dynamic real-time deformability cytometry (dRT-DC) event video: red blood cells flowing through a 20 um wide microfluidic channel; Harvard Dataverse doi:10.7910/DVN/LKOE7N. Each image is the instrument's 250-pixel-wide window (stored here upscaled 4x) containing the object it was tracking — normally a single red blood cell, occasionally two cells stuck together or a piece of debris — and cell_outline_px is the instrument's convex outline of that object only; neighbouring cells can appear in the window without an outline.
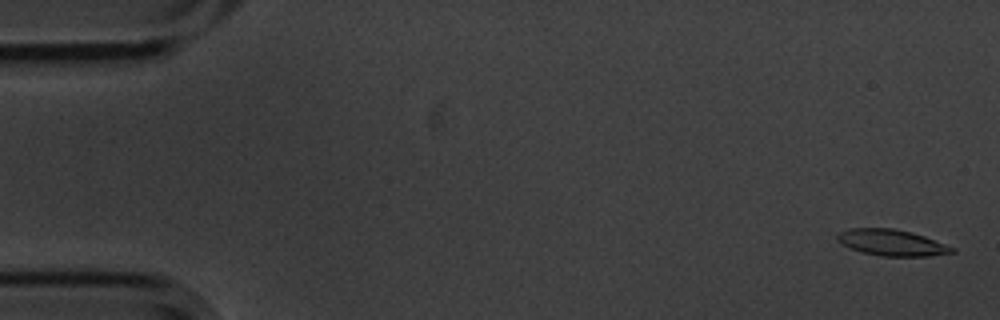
{"species": "common noctule bat (a hibernating species)", "species_latin": "Nyctalus noctula", "temperature_condition": "cold", "stored_images_in_passage": 6, "camera_frame_rate_fps": 3000, "um_per_image_px": 0.085, "animal": {"sex": "male", "body_mass_g": 20.1, "forearm_length_mm": 53.5}, "frame": {"image": 1, "passage_image": 1, "time_ms": 0.0, "image_size_px": [1000, 320], "cell_outline_px": [[956, 252], [928, 256], [880, 256], [860, 252], [848, 248], [836, 240], [836, 236], [840, 232], [848, 228], [892, 228], [912, 232], [924, 236], [956, 248]], "centroid_in_image_um": [75.77, 20.62], "position_along_channel_um": 9.2, "area_um2": 17.69}}